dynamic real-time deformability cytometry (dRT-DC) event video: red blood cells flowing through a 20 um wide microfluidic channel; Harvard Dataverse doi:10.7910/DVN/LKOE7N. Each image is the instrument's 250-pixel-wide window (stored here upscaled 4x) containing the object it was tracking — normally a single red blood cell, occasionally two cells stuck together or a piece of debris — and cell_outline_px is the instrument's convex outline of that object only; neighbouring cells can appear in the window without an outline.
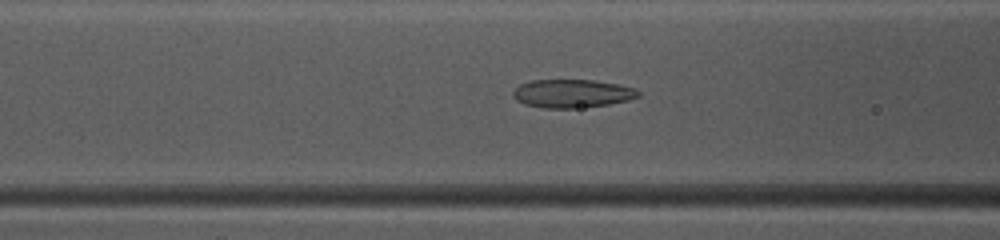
{"species": "common noctule bat (a hibernating species)", "species_latin": "Nyctalus noctula", "temperature_condition": "warm", "stored_images_in_passage": 49, "camera_frame_rate_fps": 3000, "um_per_image_px": 0.085, "animal": {"sex": "female", "body_mass_g": 10.0, "forearm_length_mm": 53.1}, "frame": {"image": 1, "passage_image": 20, "time_ms": 6.333, "image_size_px": [1000, 240], "cell_outline_px": [[640, 96], [628, 100], [608, 104], [572, 108], [544, 108], [524, 104], [516, 100], [512, 96], [512, 92], [520, 84], [532, 80], [592, 80], [620, 84], [636, 88], [640, 92]], "centroid_in_image_um": [48.63, 7.94], "position_along_channel_um": 118.0, "area_um2": 20.69}}
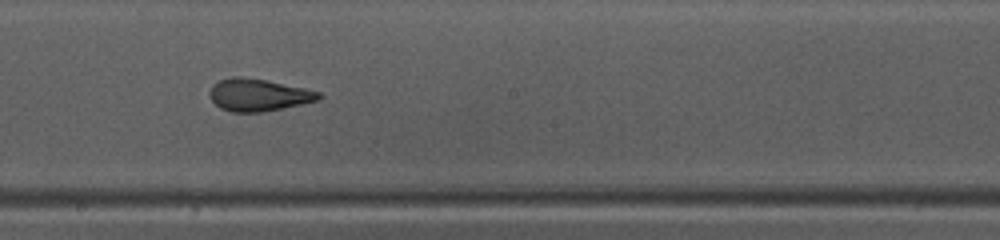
{"frame": {"image": 2, "passage_image": 28, "time_ms": 9.0, "image_size_px": [1000, 240], "cell_outline_px": [[324, 96], [320, 100], [304, 104], [260, 112], [232, 112], [220, 108], [212, 100], [208, 92], [212, 84], [220, 80], [232, 76], [240, 76], [264, 80], [304, 88], [320, 92]], "centroid_in_image_um": [21.97, 8.07], "position_along_channel_um": 226.2, "area_um2": 20.58}}
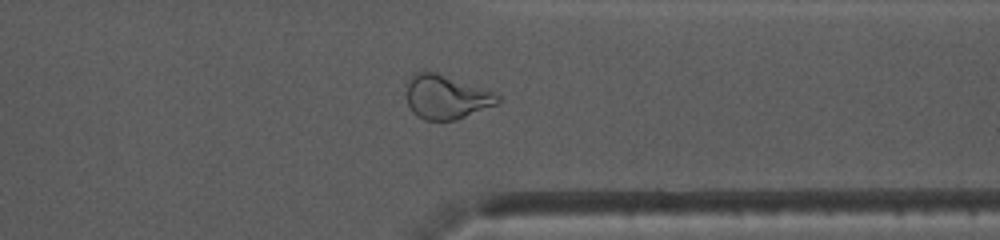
{"frame": {"image": 3, "passage_image": 39, "time_ms": 12.667, "image_size_px": [1000, 240], "cell_outline_px": [[500, 100], [496, 104], [456, 120], [424, 120], [416, 116], [412, 112], [408, 104], [408, 80], [416, 72], [436, 72], [496, 92], [500, 96]], "centroid_in_image_um": [37.95, 8.25], "position_along_channel_um": 373.5, "area_um2": 23.24}, "authors_computed_cell_mechanics": {"area_um2": 22.3108, "velocity_mm_per_s": 4.0526, "shape_relaxation_time_tau1_ms": null, "shape_relaxation_time_tau2_ms": 1.3848, "deformation_change_tau1": null, "deformation_change_tau2": 0.0929}}